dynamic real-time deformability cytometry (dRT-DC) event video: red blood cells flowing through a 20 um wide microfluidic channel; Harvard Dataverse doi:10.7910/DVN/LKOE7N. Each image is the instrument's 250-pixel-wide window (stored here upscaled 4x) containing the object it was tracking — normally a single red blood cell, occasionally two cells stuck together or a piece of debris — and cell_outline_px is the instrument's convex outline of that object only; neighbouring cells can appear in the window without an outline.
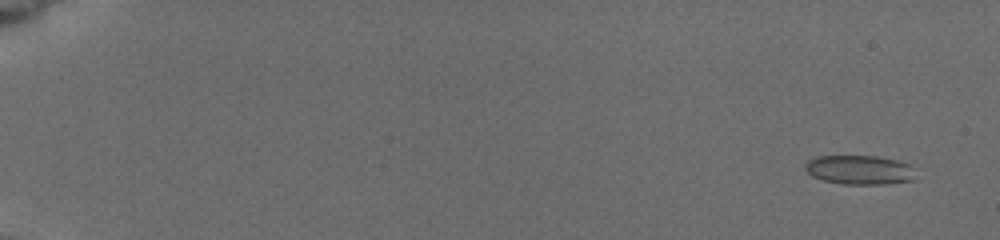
{"species": "common noctule bat (a hibernating species)", "species_latin": "Nyctalus noctula", "temperature_condition": "cold", "stored_images_in_passage": 7, "camera_frame_rate_fps": 3000, "um_per_image_px": 0.085, "animal": {"sex": "female", "body_mass_g": 19.5, "forearm_length_mm": 54.1}, "frame": {"image": 1, "passage_image": 2, "time_ms": 1.0, "image_size_px": [1000, 240], "cell_outline_px": [[912, 180], [884, 184], [844, 184], [824, 180], [812, 176], [804, 168], [804, 164], [808, 160], [816, 156], [876, 156], [896, 160], [908, 164]], "centroid_in_image_um": [72.95, 14.43], "position_along_channel_um": 12.1, "area_um2": 18.38}}